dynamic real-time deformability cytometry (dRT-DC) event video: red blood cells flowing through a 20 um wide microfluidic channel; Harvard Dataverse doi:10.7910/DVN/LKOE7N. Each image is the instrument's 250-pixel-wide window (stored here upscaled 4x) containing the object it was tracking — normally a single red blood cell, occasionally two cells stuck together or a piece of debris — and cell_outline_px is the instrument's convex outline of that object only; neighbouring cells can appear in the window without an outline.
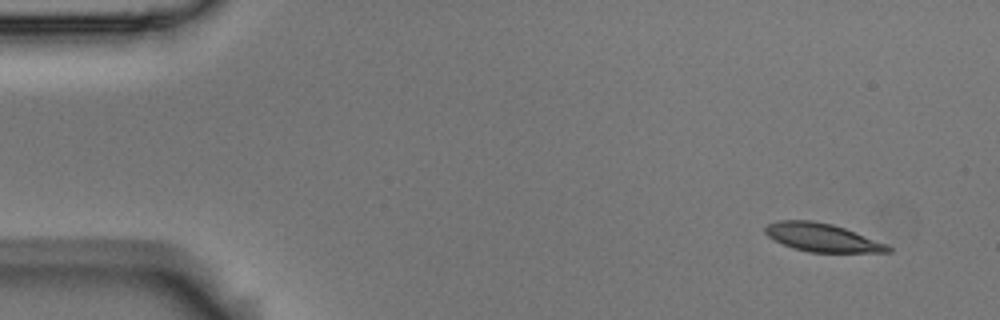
{"species": "Egyptian fruit bat (a non-hibernating species)", "species_latin": "Rousettus aegyptiacus", "temperature_condition": "room temperature", "stored_images_in_passage": 6, "camera_frame_rate_fps": 3000, "um_per_image_px": 0.085, "animal": {"sex": "male"}, "frame": {"image": 1, "passage_image": 1, "time_ms": 0.0, "image_size_px": [1000, 320], "cell_outline_px": [[892, 252], [808, 252], [792, 248], [768, 236], [764, 232], [764, 228], [768, 224], [776, 220], [812, 220], [832, 224], [844, 228], [888, 244], [892, 248]], "centroid_in_image_um": [69.88, 20.18], "position_along_channel_um": 15.1, "area_um2": 20.17}}
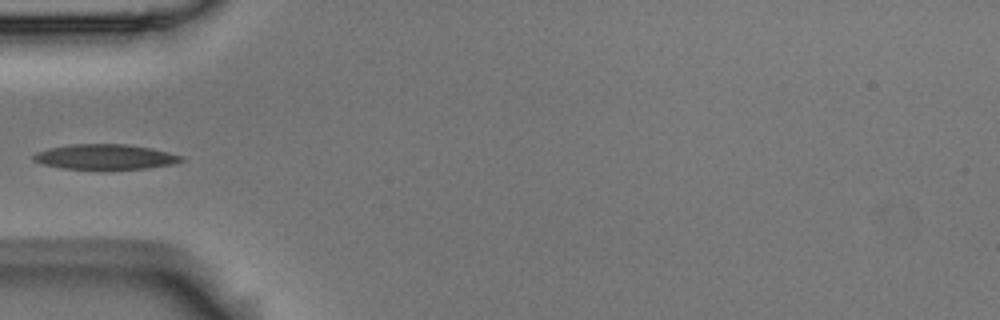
{"frame": {"image": 2, "passage_image": 5, "time_ms": 1.333, "image_size_px": [1000, 320], "cell_outline_px": [[184, 160], [172, 164], [148, 168], [60, 168], [44, 164], [32, 160], [32, 156], [36, 152], [48, 148], [72, 144], [128, 144], [152, 148], [184, 156]], "centroid_in_image_um": [8.94, 13.31], "position_along_channel_um": 76.1, "area_um2": 21.39}}
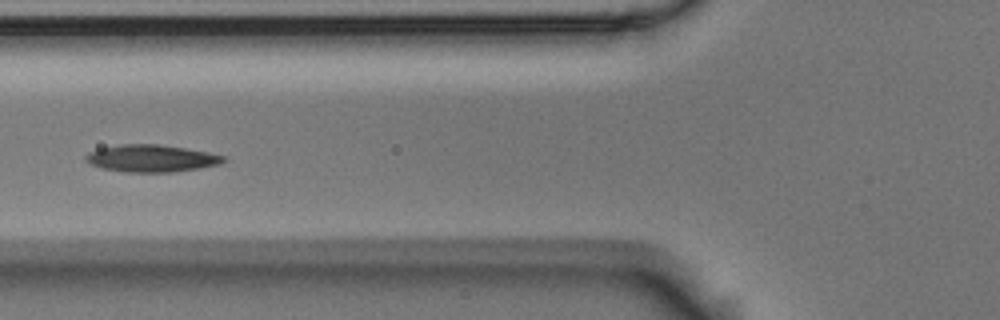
{"frame": {"image": 3, "passage_image": 6, "time_ms": 1.667, "image_size_px": [1000, 320], "cell_outline_px": [[228, 160], [220, 164], [200, 168], [172, 172], [124, 172], [104, 168], [92, 164], [84, 160], [84, 156], [88, 152], [100, 148], [120, 144], [160, 144], [208, 152], [224, 156]], "centroid_in_image_um": [12.87, 13.46], "position_along_channel_um": 112.9, "area_um2": 21.85}}